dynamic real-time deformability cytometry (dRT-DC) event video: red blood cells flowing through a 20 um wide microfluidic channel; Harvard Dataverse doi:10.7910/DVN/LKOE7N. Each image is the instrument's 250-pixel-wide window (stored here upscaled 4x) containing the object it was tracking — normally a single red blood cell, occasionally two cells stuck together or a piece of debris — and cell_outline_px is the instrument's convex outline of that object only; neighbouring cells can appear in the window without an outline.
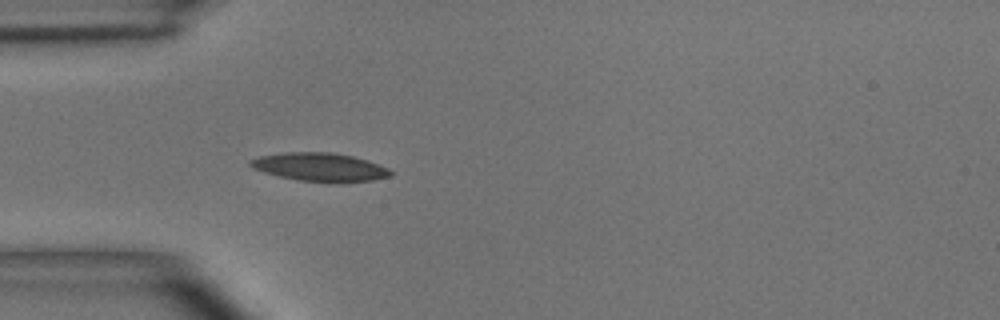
{"species": "common noctule bat (a hibernating species)", "species_latin": "Nyctalus noctula", "temperature_condition": "room temperature", "stored_images_in_passage": 3, "camera_frame_rate_fps": 3000, "um_per_image_px": 0.085, "animal": {"sex": "male", "body_mass_g": 15.6}, "frame": {"image": 1, "passage_image": 3, "time_ms": 3.333, "image_size_px": [1000, 320], "cell_outline_px": [[396, 172], [392, 176], [372, 180], [340, 184], [300, 180], [280, 176], [264, 172], [252, 168], [248, 164], [248, 160], [256, 156], [284, 152], [332, 152], [352, 156], [368, 160], [388, 168]], "centroid_in_image_um": [27.22, 14.21], "position_along_channel_um": 57.8, "area_um2": 23.76}}